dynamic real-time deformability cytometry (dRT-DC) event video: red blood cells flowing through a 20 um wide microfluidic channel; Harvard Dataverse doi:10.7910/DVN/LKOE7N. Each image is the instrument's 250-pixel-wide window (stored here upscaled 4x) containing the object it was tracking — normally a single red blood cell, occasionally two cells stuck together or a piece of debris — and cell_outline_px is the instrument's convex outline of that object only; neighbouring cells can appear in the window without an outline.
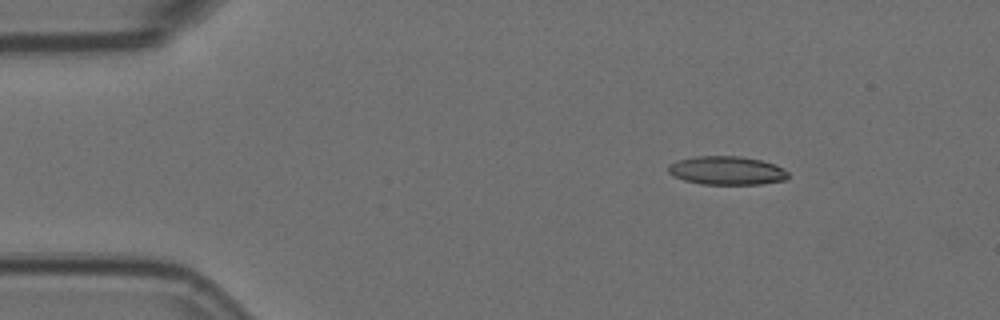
{"species": "Egyptian fruit bat (a non-hibernating species)", "species_latin": "Rousettus aegyptiacus", "temperature_condition": "room temperature", "stored_images_in_passage": 3, "camera_frame_rate_fps": 3000, "um_per_image_px": 0.085, "animal": {"sex": "female"}, "frame": {"image": 1, "passage_image": 1, "time_ms": 0.0, "image_size_px": [1000, 320], "cell_outline_px": [[788, 180], [760, 184], [700, 184], [684, 180], [672, 176], [668, 172], [668, 168], [672, 164], [680, 160], [696, 156], [740, 156], [760, 160], [776, 164], [788, 172]], "centroid_in_image_um": [61.81, 14.5], "position_along_channel_um": 23.2, "area_um2": 19.94}}
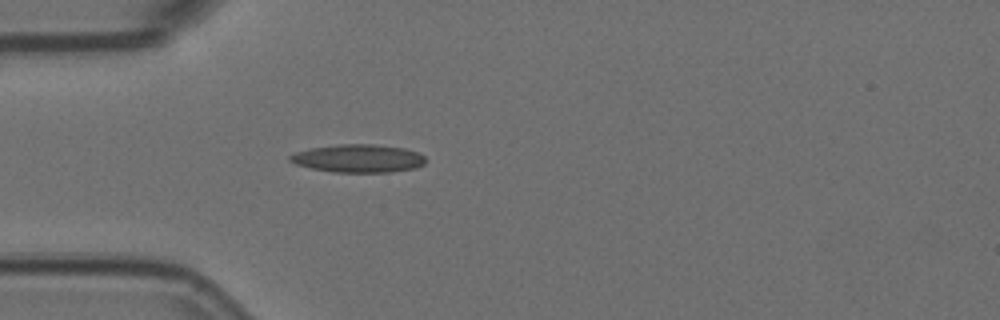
{"frame": {"image": 2, "passage_image": 3, "time_ms": 0.667, "image_size_px": [1000, 320], "cell_outline_px": [[424, 164], [416, 168], [388, 172], [332, 172], [312, 168], [296, 164], [288, 160], [288, 156], [296, 152], [312, 148], [336, 144], [376, 144], [404, 148], [420, 152], [424, 156]], "centroid_in_image_um": [30.47, 13.46], "position_along_channel_um": 54.5, "area_um2": 22.2}}